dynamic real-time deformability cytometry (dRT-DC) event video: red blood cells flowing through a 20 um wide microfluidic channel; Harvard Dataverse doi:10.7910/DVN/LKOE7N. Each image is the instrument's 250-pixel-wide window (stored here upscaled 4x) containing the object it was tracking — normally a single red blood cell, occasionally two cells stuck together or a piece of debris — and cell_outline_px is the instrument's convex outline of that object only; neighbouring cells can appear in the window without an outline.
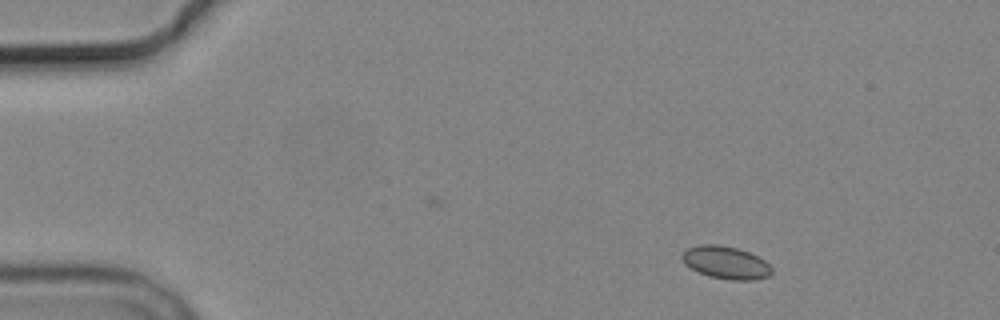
{"species": "common noctule bat (a hibernating species)", "species_latin": "Nyctalus noctula", "temperature_condition": "cold", "stored_images_in_passage": 6, "camera_frame_rate_fps": 3000, "um_per_image_px": 0.085, "animal": {"sex": "male", "body_mass_g": 19.2, "forearm_length_mm": 51.8}, "frame": {"image": 1, "passage_image": 1, "time_ms": 0.0, "image_size_px": [1000, 320], "cell_outline_px": [[772, 272], [768, 276], [752, 280], [732, 280], [708, 276], [684, 264], [680, 256], [688, 248], [700, 244], [720, 244], [736, 248], [748, 252], [764, 260], [772, 268]], "centroid_in_image_um": [61.68, 22.31], "position_along_channel_um": 23.3, "area_um2": 16.94}}
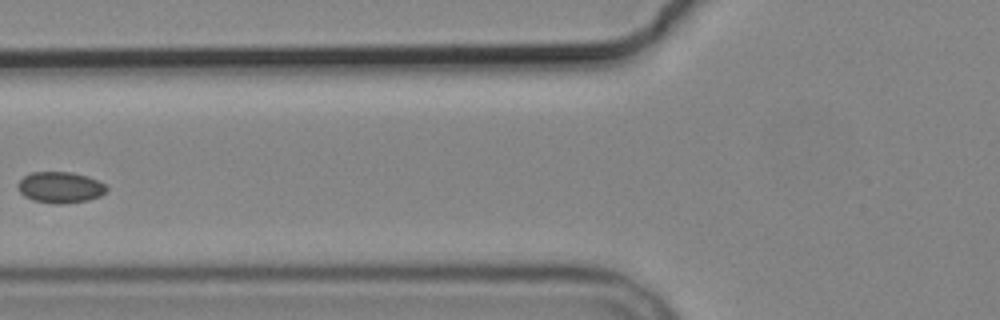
{"frame": {"image": 2, "passage_image": 5, "time_ms": 5.0, "image_size_px": [1000, 320], "cell_outline_px": [[108, 188], [100, 196], [88, 200], [60, 204], [52, 204], [32, 200], [24, 196], [20, 192], [16, 184], [24, 176], [32, 172], [72, 172], [88, 176], [104, 184]], "centroid_in_image_um": [5.09, 15.93], "position_along_channel_um": 120.7, "area_um2": 16.13}}
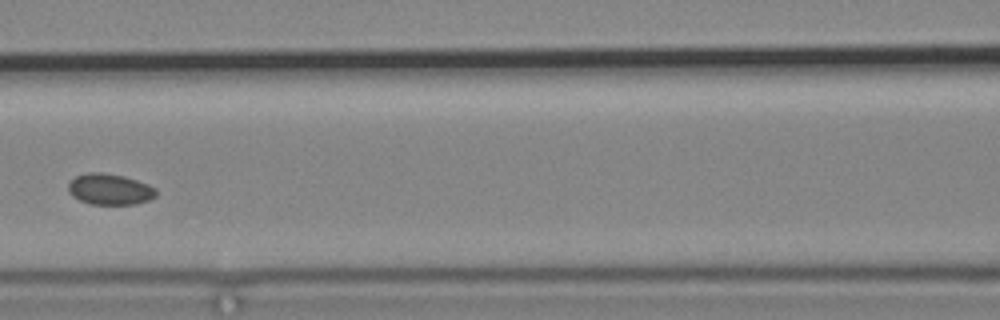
{"frame": {"image": 3, "passage_image": 6, "time_ms": 6.0, "image_size_px": [1000, 320], "cell_outline_px": [[156, 196], [148, 200], [136, 204], [92, 204], [80, 200], [72, 196], [68, 192], [68, 184], [76, 176], [88, 172], [104, 172], [124, 176], [148, 184], [156, 188]], "centroid_in_image_um": [9.33, 16.08], "position_along_channel_um": 157.3, "area_um2": 15.9}}